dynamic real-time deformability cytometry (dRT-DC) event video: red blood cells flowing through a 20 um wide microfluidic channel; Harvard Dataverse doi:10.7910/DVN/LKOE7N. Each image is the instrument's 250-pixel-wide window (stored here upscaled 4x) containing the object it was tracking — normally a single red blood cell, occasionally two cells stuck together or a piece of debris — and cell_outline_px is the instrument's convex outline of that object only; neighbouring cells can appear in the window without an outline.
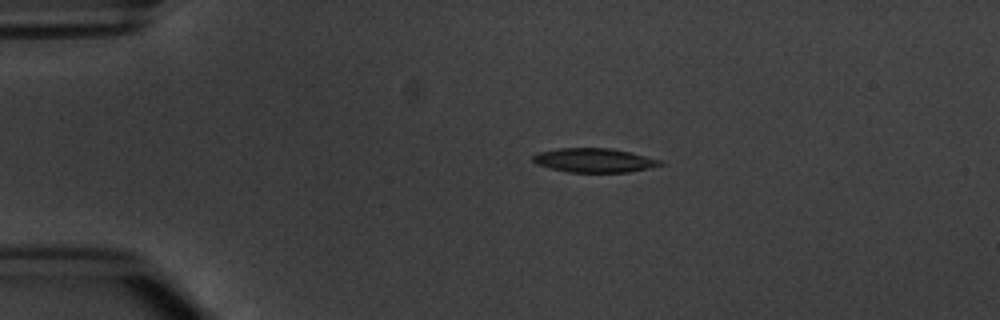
{"species": "common noctule bat (a hibernating species)", "species_latin": "Nyctalus noctula", "temperature_condition": "warm", "stored_images_in_passage": 3, "camera_frame_rate_fps": 3000, "um_per_image_px": 0.085, "animal": {"sex": "male", "body_mass_g": 20.1, "forearm_length_mm": 53.5}, "frame": {"image": 1, "passage_image": 1, "time_ms": 0.0, "image_size_px": [1000, 320], "cell_outline_px": [[664, 164], [648, 168], [628, 172], [568, 172], [548, 168], [536, 164], [532, 160], [532, 156], [540, 152], [556, 148], [612, 148], [664, 160]], "centroid_in_image_um": [50.51, 13.62], "position_along_channel_um": 34.5, "area_um2": 17.98}}
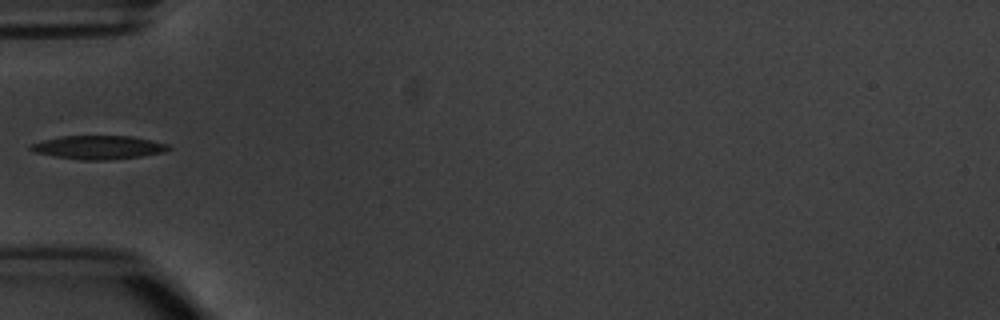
{"frame": {"image": 2, "passage_image": 3, "time_ms": 2.333, "image_size_px": [1000, 320], "cell_outline_px": [[172, 148], [164, 152], [140, 156], [104, 160], [84, 160], [56, 156], [36, 152], [28, 148], [32, 144], [44, 140], [60, 136], [132, 136], [152, 140], [168, 144]], "centroid_in_image_um": [8.41, 12.51], "position_along_channel_um": 76.6, "area_um2": 18.67}}